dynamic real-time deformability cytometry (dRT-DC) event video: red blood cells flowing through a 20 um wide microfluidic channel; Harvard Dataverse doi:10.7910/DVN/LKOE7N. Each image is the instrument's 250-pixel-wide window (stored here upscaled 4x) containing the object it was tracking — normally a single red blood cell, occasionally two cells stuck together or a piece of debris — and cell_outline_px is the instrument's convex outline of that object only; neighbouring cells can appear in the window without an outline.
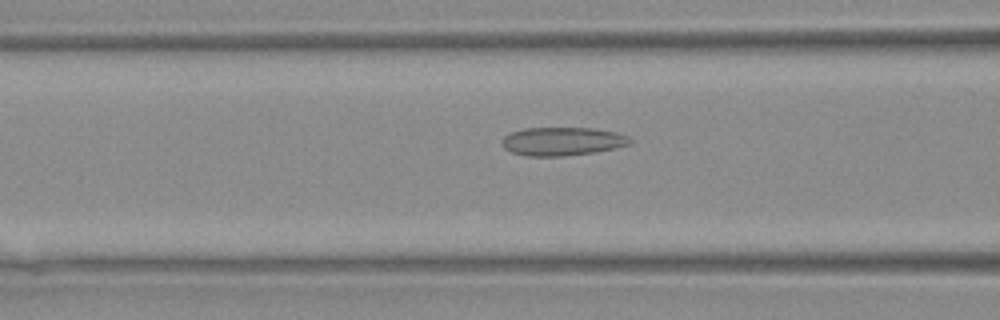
{"species": "Egyptian fruit bat (a non-hibernating species)", "species_latin": "Rousettus aegyptiacus", "temperature_condition": "warm", "stored_images_in_passage": 30, "camera_frame_rate_fps": 3000, "um_per_image_px": 0.085, "animal": {"sex": "female"}, "frame": {"image": 1, "passage_image": 6, "time_ms": 1.667, "image_size_px": [1000, 320], "cell_outline_px": [[632, 144], [592, 152], [564, 156], [524, 156], [512, 152], [504, 148], [500, 140], [508, 132], [524, 128], [592, 128], [616, 132], [628, 136], [632, 140]], "centroid_in_image_um": [47.75, 12.01], "position_along_channel_um": 118.9, "area_um2": 21.27}}
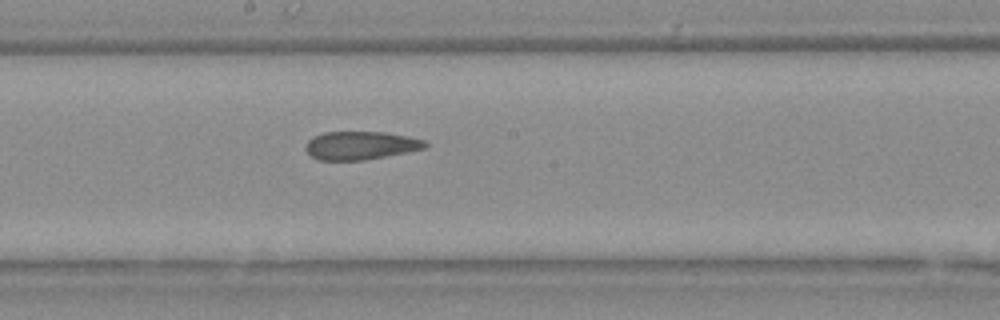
{"frame": {"image": 2, "passage_image": 12, "time_ms": 3.667, "image_size_px": [1000, 320], "cell_outline_px": [[428, 144], [424, 148], [364, 160], [320, 160], [312, 156], [304, 148], [308, 140], [324, 132], [384, 132], [424, 140]], "centroid_in_image_um": [30.61, 12.36], "position_along_channel_um": 217.6, "area_um2": 19.25}}
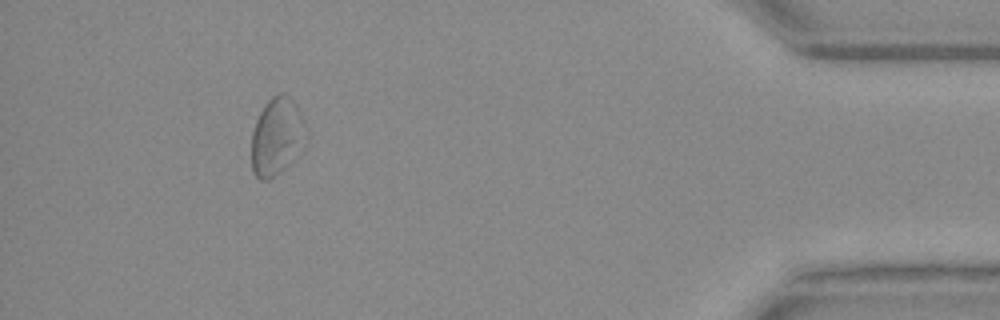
{"frame": {"image": 3, "passage_image": 27, "time_ms": 8.667, "image_size_px": [1000, 320], "cell_outline_px": [[300, 120], [288, 152], [280, 168], [268, 180], [260, 180], [252, 172], [252, 132], [256, 120], [264, 104], [272, 96], [280, 92], [284, 92], [296, 104], [300, 112]], "centroid_in_image_um": [23.26, 11.46], "position_along_channel_um": 411.9, "area_um2": 21.1}}